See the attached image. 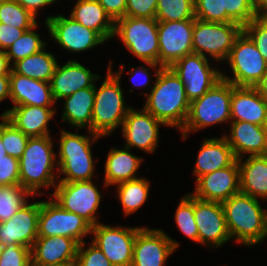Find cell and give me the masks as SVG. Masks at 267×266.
Returning <instances> with one entry per match:
<instances>
[{
  "instance_id": "7dc6e473",
  "label": "cell",
  "mask_w": 267,
  "mask_h": 266,
  "mask_svg": "<svg viewBox=\"0 0 267 266\" xmlns=\"http://www.w3.org/2000/svg\"><path fill=\"white\" fill-rule=\"evenodd\" d=\"M20 184L19 159L5 155L0 159V186Z\"/></svg>"
},
{
  "instance_id": "c3c4849f",
  "label": "cell",
  "mask_w": 267,
  "mask_h": 266,
  "mask_svg": "<svg viewBox=\"0 0 267 266\" xmlns=\"http://www.w3.org/2000/svg\"><path fill=\"white\" fill-rule=\"evenodd\" d=\"M27 30L29 29H18L14 26L0 23V50H6Z\"/></svg>"
},
{
  "instance_id": "ee69618b",
  "label": "cell",
  "mask_w": 267,
  "mask_h": 266,
  "mask_svg": "<svg viewBox=\"0 0 267 266\" xmlns=\"http://www.w3.org/2000/svg\"><path fill=\"white\" fill-rule=\"evenodd\" d=\"M243 31L251 38L267 62V17H256L243 27Z\"/></svg>"
},
{
  "instance_id": "db71d44e",
  "label": "cell",
  "mask_w": 267,
  "mask_h": 266,
  "mask_svg": "<svg viewBox=\"0 0 267 266\" xmlns=\"http://www.w3.org/2000/svg\"><path fill=\"white\" fill-rule=\"evenodd\" d=\"M256 17H267V0H254Z\"/></svg>"
},
{
  "instance_id": "603a6c76",
  "label": "cell",
  "mask_w": 267,
  "mask_h": 266,
  "mask_svg": "<svg viewBox=\"0 0 267 266\" xmlns=\"http://www.w3.org/2000/svg\"><path fill=\"white\" fill-rule=\"evenodd\" d=\"M78 243L65 236L38 237L31 247V263L45 266H74Z\"/></svg>"
},
{
  "instance_id": "11a10c76",
  "label": "cell",
  "mask_w": 267,
  "mask_h": 266,
  "mask_svg": "<svg viewBox=\"0 0 267 266\" xmlns=\"http://www.w3.org/2000/svg\"><path fill=\"white\" fill-rule=\"evenodd\" d=\"M255 88L267 100V72L263 75L262 79Z\"/></svg>"
},
{
  "instance_id": "d4e9b609",
  "label": "cell",
  "mask_w": 267,
  "mask_h": 266,
  "mask_svg": "<svg viewBox=\"0 0 267 266\" xmlns=\"http://www.w3.org/2000/svg\"><path fill=\"white\" fill-rule=\"evenodd\" d=\"M231 121H244L267 126V100L255 87L232 84Z\"/></svg>"
},
{
  "instance_id": "f5cc1de1",
  "label": "cell",
  "mask_w": 267,
  "mask_h": 266,
  "mask_svg": "<svg viewBox=\"0 0 267 266\" xmlns=\"http://www.w3.org/2000/svg\"><path fill=\"white\" fill-rule=\"evenodd\" d=\"M12 70V65L8 59L5 50H0V76H9Z\"/></svg>"
},
{
  "instance_id": "7bdbcfd3",
  "label": "cell",
  "mask_w": 267,
  "mask_h": 266,
  "mask_svg": "<svg viewBox=\"0 0 267 266\" xmlns=\"http://www.w3.org/2000/svg\"><path fill=\"white\" fill-rule=\"evenodd\" d=\"M88 244L84 241L78 245L74 266H113L92 241Z\"/></svg>"
},
{
  "instance_id": "5bb4252c",
  "label": "cell",
  "mask_w": 267,
  "mask_h": 266,
  "mask_svg": "<svg viewBox=\"0 0 267 266\" xmlns=\"http://www.w3.org/2000/svg\"><path fill=\"white\" fill-rule=\"evenodd\" d=\"M210 60L200 54L192 53L170 67L183 82L190 103L200 98L222 79V71L218 70L221 68L211 65Z\"/></svg>"
},
{
  "instance_id": "91938a15",
  "label": "cell",
  "mask_w": 267,
  "mask_h": 266,
  "mask_svg": "<svg viewBox=\"0 0 267 266\" xmlns=\"http://www.w3.org/2000/svg\"><path fill=\"white\" fill-rule=\"evenodd\" d=\"M30 266H45V265H38V264L31 263Z\"/></svg>"
},
{
  "instance_id": "94428289",
  "label": "cell",
  "mask_w": 267,
  "mask_h": 266,
  "mask_svg": "<svg viewBox=\"0 0 267 266\" xmlns=\"http://www.w3.org/2000/svg\"><path fill=\"white\" fill-rule=\"evenodd\" d=\"M8 1H11V0H0V3H4V2H8Z\"/></svg>"
},
{
  "instance_id": "f546056e",
  "label": "cell",
  "mask_w": 267,
  "mask_h": 266,
  "mask_svg": "<svg viewBox=\"0 0 267 266\" xmlns=\"http://www.w3.org/2000/svg\"><path fill=\"white\" fill-rule=\"evenodd\" d=\"M61 123L71 129H87L92 132V111L95 100V87L83 88L63 99Z\"/></svg>"
},
{
  "instance_id": "680465c9",
  "label": "cell",
  "mask_w": 267,
  "mask_h": 266,
  "mask_svg": "<svg viewBox=\"0 0 267 266\" xmlns=\"http://www.w3.org/2000/svg\"><path fill=\"white\" fill-rule=\"evenodd\" d=\"M4 248H5V246L0 244V259H1L2 253L4 251Z\"/></svg>"
},
{
  "instance_id": "9c48e42d",
  "label": "cell",
  "mask_w": 267,
  "mask_h": 266,
  "mask_svg": "<svg viewBox=\"0 0 267 266\" xmlns=\"http://www.w3.org/2000/svg\"><path fill=\"white\" fill-rule=\"evenodd\" d=\"M242 30L243 27L237 23H215L195 18L193 52L224 65L223 62L229 57L234 41Z\"/></svg>"
},
{
  "instance_id": "ffe728a7",
  "label": "cell",
  "mask_w": 267,
  "mask_h": 266,
  "mask_svg": "<svg viewBox=\"0 0 267 266\" xmlns=\"http://www.w3.org/2000/svg\"><path fill=\"white\" fill-rule=\"evenodd\" d=\"M195 198L203 201L224 202L240 192L239 166L237 159L228 167L216 170L195 180Z\"/></svg>"
},
{
  "instance_id": "681fc988",
  "label": "cell",
  "mask_w": 267,
  "mask_h": 266,
  "mask_svg": "<svg viewBox=\"0 0 267 266\" xmlns=\"http://www.w3.org/2000/svg\"><path fill=\"white\" fill-rule=\"evenodd\" d=\"M110 18L116 22L125 17L126 0H97Z\"/></svg>"
},
{
  "instance_id": "f35d334b",
  "label": "cell",
  "mask_w": 267,
  "mask_h": 266,
  "mask_svg": "<svg viewBox=\"0 0 267 266\" xmlns=\"http://www.w3.org/2000/svg\"><path fill=\"white\" fill-rule=\"evenodd\" d=\"M0 135L7 155L20 159L29 137L17 129L4 116H0Z\"/></svg>"
},
{
  "instance_id": "9f6ffc18",
  "label": "cell",
  "mask_w": 267,
  "mask_h": 266,
  "mask_svg": "<svg viewBox=\"0 0 267 266\" xmlns=\"http://www.w3.org/2000/svg\"><path fill=\"white\" fill-rule=\"evenodd\" d=\"M267 239V206L264 208L263 242Z\"/></svg>"
},
{
  "instance_id": "60d3db41",
  "label": "cell",
  "mask_w": 267,
  "mask_h": 266,
  "mask_svg": "<svg viewBox=\"0 0 267 266\" xmlns=\"http://www.w3.org/2000/svg\"><path fill=\"white\" fill-rule=\"evenodd\" d=\"M145 64L144 65H139L136 67H129L130 69L127 71V74L129 75V79L132 82V88L134 89H144L143 91H145L147 89V91L151 90L153 87V84L155 83V79L153 82V79L151 77L156 78L159 71L161 70V66L157 63H152V62H142ZM155 70L152 72V70ZM151 70V71H150ZM141 77V78H140ZM143 77V79H142ZM142 79V80H140ZM150 83H152V85L150 86ZM144 87V88H143Z\"/></svg>"
},
{
  "instance_id": "e575fe53",
  "label": "cell",
  "mask_w": 267,
  "mask_h": 266,
  "mask_svg": "<svg viewBox=\"0 0 267 266\" xmlns=\"http://www.w3.org/2000/svg\"><path fill=\"white\" fill-rule=\"evenodd\" d=\"M33 196L20 184L0 186V222L9 220Z\"/></svg>"
},
{
  "instance_id": "ac0fdd59",
  "label": "cell",
  "mask_w": 267,
  "mask_h": 266,
  "mask_svg": "<svg viewBox=\"0 0 267 266\" xmlns=\"http://www.w3.org/2000/svg\"><path fill=\"white\" fill-rule=\"evenodd\" d=\"M194 216L199 244L216 250L231 241L220 202L203 201L194 197Z\"/></svg>"
},
{
  "instance_id": "484cf974",
  "label": "cell",
  "mask_w": 267,
  "mask_h": 266,
  "mask_svg": "<svg viewBox=\"0 0 267 266\" xmlns=\"http://www.w3.org/2000/svg\"><path fill=\"white\" fill-rule=\"evenodd\" d=\"M10 101L12 107L31 105L39 107H54L50 82L32 79L19 75L11 70Z\"/></svg>"
},
{
  "instance_id": "30bf717a",
  "label": "cell",
  "mask_w": 267,
  "mask_h": 266,
  "mask_svg": "<svg viewBox=\"0 0 267 266\" xmlns=\"http://www.w3.org/2000/svg\"><path fill=\"white\" fill-rule=\"evenodd\" d=\"M99 189L95 180L58 182L54 190L48 192V196L63 209L83 217L93 226L100 222V214L97 212L103 201V194Z\"/></svg>"
},
{
  "instance_id": "b9f144b4",
  "label": "cell",
  "mask_w": 267,
  "mask_h": 266,
  "mask_svg": "<svg viewBox=\"0 0 267 266\" xmlns=\"http://www.w3.org/2000/svg\"><path fill=\"white\" fill-rule=\"evenodd\" d=\"M195 18L198 20L226 23L223 0H194Z\"/></svg>"
},
{
  "instance_id": "277c9868",
  "label": "cell",
  "mask_w": 267,
  "mask_h": 266,
  "mask_svg": "<svg viewBox=\"0 0 267 266\" xmlns=\"http://www.w3.org/2000/svg\"><path fill=\"white\" fill-rule=\"evenodd\" d=\"M77 132V133H76ZM88 135L78 134L62 128L57 146L58 182L89 181L98 177L93 156V144L100 138L97 134L86 131ZM63 175V177H61ZM96 175V176H95Z\"/></svg>"
},
{
  "instance_id": "3957f363",
  "label": "cell",
  "mask_w": 267,
  "mask_h": 266,
  "mask_svg": "<svg viewBox=\"0 0 267 266\" xmlns=\"http://www.w3.org/2000/svg\"><path fill=\"white\" fill-rule=\"evenodd\" d=\"M124 70L125 65L122 63L114 71L113 60H111L107 65L104 81L98 88L95 83L92 133L100 137H108L120 128L128 111L132 108L125 104V96L123 94L125 91L121 87V77Z\"/></svg>"
},
{
  "instance_id": "d6986e66",
  "label": "cell",
  "mask_w": 267,
  "mask_h": 266,
  "mask_svg": "<svg viewBox=\"0 0 267 266\" xmlns=\"http://www.w3.org/2000/svg\"><path fill=\"white\" fill-rule=\"evenodd\" d=\"M40 201H29L9 220L0 222V244L32 247L38 238Z\"/></svg>"
},
{
  "instance_id": "74e56055",
  "label": "cell",
  "mask_w": 267,
  "mask_h": 266,
  "mask_svg": "<svg viewBox=\"0 0 267 266\" xmlns=\"http://www.w3.org/2000/svg\"><path fill=\"white\" fill-rule=\"evenodd\" d=\"M36 19L33 14L14 0L0 3V23L18 29H31L38 23Z\"/></svg>"
},
{
  "instance_id": "d590c367",
  "label": "cell",
  "mask_w": 267,
  "mask_h": 266,
  "mask_svg": "<svg viewBox=\"0 0 267 266\" xmlns=\"http://www.w3.org/2000/svg\"><path fill=\"white\" fill-rule=\"evenodd\" d=\"M174 214V223L181 234L198 243V226L194 216V196L190 193L183 195Z\"/></svg>"
},
{
  "instance_id": "d6a6232c",
  "label": "cell",
  "mask_w": 267,
  "mask_h": 266,
  "mask_svg": "<svg viewBox=\"0 0 267 266\" xmlns=\"http://www.w3.org/2000/svg\"><path fill=\"white\" fill-rule=\"evenodd\" d=\"M150 180L140 177L124 181L112 187H117L114 192L122 207V213L126 217L136 213L149 198Z\"/></svg>"
},
{
  "instance_id": "4fadbf2b",
  "label": "cell",
  "mask_w": 267,
  "mask_h": 266,
  "mask_svg": "<svg viewBox=\"0 0 267 266\" xmlns=\"http://www.w3.org/2000/svg\"><path fill=\"white\" fill-rule=\"evenodd\" d=\"M142 227L97 223L92 226V242L103 252L113 266H131L133 246Z\"/></svg>"
},
{
  "instance_id": "f1b7e54d",
  "label": "cell",
  "mask_w": 267,
  "mask_h": 266,
  "mask_svg": "<svg viewBox=\"0 0 267 266\" xmlns=\"http://www.w3.org/2000/svg\"><path fill=\"white\" fill-rule=\"evenodd\" d=\"M240 192L267 202V155L237 159Z\"/></svg>"
},
{
  "instance_id": "bcb514c9",
  "label": "cell",
  "mask_w": 267,
  "mask_h": 266,
  "mask_svg": "<svg viewBox=\"0 0 267 266\" xmlns=\"http://www.w3.org/2000/svg\"><path fill=\"white\" fill-rule=\"evenodd\" d=\"M158 0H126L125 16L155 18Z\"/></svg>"
},
{
  "instance_id": "7c38bea8",
  "label": "cell",
  "mask_w": 267,
  "mask_h": 266,
  "mask_svg": "<svg viewBox=\"0 0 267 266\" xmlns=\"http://www.w3.org/2000/svg\"><path fill=\"white\" fill-rule=\"evenodd\" d=\"M44 21L49 36L64 52L77 54L106 43L96 31L86 28L70 16L48 15Z\"/></svg>"
},
{
  "instance_id": "83f0119b",
  "label": "cell",
  "mask_w": 267,
  "mask_h": 266,
  "mask_svg": "<svg viewBox=\"0 0 267 266\" xmlns=\"http://www.w3.org/2000/svg\"><path fill=\"white\" fill-rule=\"evenodd\" d=\"M132 150L122 146L121 148L112 147L104 163L103 187H112L124 181L139 178L137 173L142 165L143 157L136 156Z\"/></svg>"
},
{
  "instance_id": "cb8c5ba5",
  "label": "cell",
  "mask_w": 267,
  "mask_h": 266,
  "mask_svg": "<svg viewBox=\"0 0 267 266\" xmlns=\"http://www.w3.org/2000/svg\"><path fill=\"white\" fill-rule=\"evenodd\" d=\"M56 112L57 109L53 107L22 105L7 108L0 116H4L26 136L41 137L51 135L49 123Z\"/></svg>"
},
{
  "instance_id": "44dd1931",
  "label": "cell",
  "mask_w": 267,
  "mask_h": 266,
  "mask_svg": "<svg viewBox=\"0 0 267 266\" xmlns=\"http://www.w3.org/2000/svg\"><path fill=\"white\" fill-rule=\"evenodd\" d=\"M101 78L103 77L92 73L89 68L76 59H69L63 65L57 64L50 81L53 99L57 104V101L80 89L95 87V83Z\"/></svg>"
},
{
  "instance_id": "5b68a950",
  "label": "cell",
  "mask_w": 267,
  "mask_h": 266,
  "mask_svg": "<svg viewBox=\"0 0 267 266\" xmlns=\"http://www.w3.org/2000/svg\"><path fill=\"white\" fill-rule=\"evenodd\" d=\"M260 201L239 192L221 203L232 242L249 248L263 242L264 209Z\"/></svg>"
},
{
  "instance_id": "52a82bcc",
  "label": "cell",
  "mask_w": 267,
  "mask_h": 266,
  "mask_svg": "<svg viewBox=\"0 0 267 266\" xmlns=\"http://www.w3.org/2000/svg\"><path fill=\"white\" fill-rule=\"evenodd\" d=\"M140 62L158 64V21L155 18L125 16L115 22L114 36Z\"/></svg>"
},
{
  "instance_id": "1f68e13d",
  "label": "cell",
  "mask_w": 267,
  "mask_h": 266,
  "mask_svg": "<svg viewBox=\"0 0 267 266\" xmlns=\"http://www.w3.org/2000/svg\"><path fill=\"white\" fill-rule=\"evenodd\" d=\"M47 45L39 52L25 57L12 65V70L22 76L50 82L58 64L54 53L46 51Z\"/></svg>"
},
{
  "instance_id": "6f0895ef",
  "label": "cell",
  "mask_w": 267,
  "mask_h": 266,
  "mask_svg": "<svg viewBox=\"0 0 267 266\" xmlns=\"http://www.w3.org/2000/svg\"><path fill=\"white\" fill-rule=\"evenodd\" d=\"M5 155H7V152L2 144V139L0 135V159L3 158Z\"/></svg>"
},
{
  "instance_id": "7402d4cb",
  "label": "cell",
  "mask_w": 267,
  "mask_h": 266,
  "mask_svg": "<svg viewBox=\"0 0 267 266\" xmlns=\"http://www.w3.org/2000/svg\"><path fill=\"white\" fill-rule=\"evenodd\" d=\"M229 133L222 134L231 146L236 159L267 155V126L244 121H230Z\"/></svg>"
},
{
  "instance_id": "816d5d0a",
  "label": "cell",
  "mask_w": 267,
  "mask_h": 266,
  "mask_svg": "<svg viewBox=\"0 0 267 266\" xmlns=\"http://www.w3.org/2000/svg\"><path fill=\"white\" fill-rule=\"evenodd\" d=\"M10 100V77L0 76V103Z\"/></svg>"
},
{
  "instance_id": "2e32d148",
  "label": "cell",
  "mask_w": 267,
  "mask_h": 266,
  "mask_svg": "<svg viewBox=\"0 0 267 266\" xmlns=\"http://www.w3.org/2000/svg\"><path fill=\"white\" fill-rule=\"evenodd\" d=\"M194 19L158 22V64L171 67L179 59L192 54Z\"/></svg>"
},
{
  "instance_id": "7a4b0ae2",
  "label": "cell",
  "mask_w": 267,
  "mask_h": 266,
  "mask_svg": "<svg viewBox=\"0 0 267 266\" xmlns=\"http://www.w3.org/2000/svg\"><path fill=\"white\" fill-rule=\"evenodd\" d=\"M54 142L51 135L29 137L19 159L20 185L34 198L48 195L41 189H54L58 183L57 151L53 149Z\"/></svg>"
},
{
  "instance_id": "9a60e30c",
  "label": "cell",
  "mask_w": 267,
  "mask_h": 266,
  "mask_svg": "<svg viewBox=\"0 0 267 266\" xmlns=\"http://www.w3.org/2000/svg\"><path fill=\"white\" fill-rule=\"evenodd\" d=\"M165 126L161 121L147 112L143 107L131 108L121 126V135L125 140L123 146L154 154L160 141V129Z\"/></svg>"
},
{
  "instance_id": "836d02e7",
  "label": "cell",
  "mask_w": 267,
  "mask_h": 266,
  "mask_svg": "<svg viewBox=\"0 0 267 266\" xmlns=\"http://www.w3.org/2000/svg\"><path fill=\"white\" fill-rule=\"evenodd\" d=\"M37 27H39L38 23L31 29L25 31L20 38L5 50L11 65L39 52L48 45L44 39H41L40 34L35 31L38 29Z\"/></svg>"
},
{
  "instance_id": "4dcf8cb0",
  "label": "cell",
  "mask_w": 267,
  "mask_h": 266,
  "mask_svg": "<svg viewBox=\"0 0 267 266\" xmlns=\"http://www.w3.org/2000/svg\"><path fill=\"white\" fill-rule=\"evenodd\" d=\"M69 16L96 31L106 42L113 39L115 22L97 0H76Z\"/></svg>"
},
{
  "instance_id": "6da1fadb",
  "label": "cell",
  "mask_w": 267,
  "mask_h": 266,
  "mask_svg": "<svg viewBox=\"0 0 267 266\" xmlns=\"http://www.w3.org/2000/svg\"><path fill=\"white\" fill-rule=\"evenodd\" d=\"M145 96L143 108L161 121L165 127L181 131L187 121L190 101L183 82L170 67H162L150 91Z\"/></svg>"
},
{
  "instance_id": "8992f818",
  "label": "cell",
  "mask_w": 267,
  "mask_h": 266,
  "mask_svg": "<svg viewBox=\"0 0 267 266\" xmlns=\"http://www.w3.org/2000/svg\"><path fill=\"white\" fill-rule=\"evenodd\" d=\"M232 83L223 78L210 88L200 98L190 103L187 121L180 131L181 139L185 141L190 132L206 129L231 121Z\"/></svg>"
},
{
  "instance_id": "8fae6325",
  "label": "cell",
  "mask_w": 267,
  "mask_h": 266,
  "mask_svg": "<svg viewBox=\"0 0 267 266\" xmlns=\"http://www.w3.org/2000/svg\"><path fill=\"white\" fill-rule=\"evenodd\" d=\"M91 231L92 225L87 220L66 211L50 196L46 201L40 200L38 237L65 236L81 244L91 236Z\"/></svg>"
},
{
  "instance_id": "e0dca14e",
  "label": "cell",
  "mask_w": 267,
  "mask_h": 266,
  "mask_svg": "<svg viewBox=\"0 0 267 266\" xmlns=\"http://www.w3.org/2000/svg\"><path fill=\"white\" fill-rule=\"evenodd\" d=\"M180 247L164 229L142 227L136 234L131 266H166L167 259Z\"/></svg>"
},
{
  "instance_id": "ab89813d",
  "label": "cell",
  "mask_w": 267,
  "mask_h": 266,
  "mask_svg": "<svg viewBox=\"0 0 267 266\" xmlns=\"http://www.w3.org/2000/svg\"><path fill=\"white\" fill-rule=\"evenodd\" d=\"M223 10H226V23H237L241 27L256 18L254 0H223Z\"/></svg>"
},
{
  "instance_id": "f907efd6",
  "label": "cell",
  "mask_w": 267,
  "mask_h": 266,
  "mask_svg": "<svg viewBox=\"0 0 267 266\" xmlns=\"http://www.w3.org/2000/svg\"><path fill=\"white\" fill-rule=\"evenodd\" d=\"M18 2L23 8L27 9L36 18L39 16V11L46 6L57 3V0H14Z\"/></svg>"
},
{
  "instance_id": "8d00e7d4",
  "label": "cell",
  "mask_w": 267,
  "mask_h": 266,
  "mask_svg": "<svg viewBox=\"0 0 267 266\" xmlns=\"http://www.w3.org/2000/svg\"><path fill=\"white\" fill-rule=\"evenodd\" d=\"M155 19L158 22L195 19L194 0H158Z\"/></svg>"
},
{
  "instance_id": "ba28073f",
  "label": "cell",
  "mask_w": 267,
  "mask_h": 266,
  "mask_svg": "<svg viewBox=\"0 0 267 266\" xmlns=\"http://www.w3.org/2000/svg\"><path fill=\"white\" fill-rule=\"evenodd\" d=\"M225 62L232 74L229 76L222 71V78L238 87H255L267 72V62L243 30Z\"/></svg>"
},
{
  "instance_id": "f6af8a7d",
  "label": "cell",
  "mask_w": 267,
  "mask_h": 266,
  "mask_svg": "<svg viewBox=\"0 0 267 266\" xmlns=\"http://www.w3.org/2000/svg\"><path fill=\"white\" fill-rule=\"evenodd\" d=\"M31 249L26 246H5L0 259V266H30Z\"/></svg>"
},
{
  "instance_id": "4316f807",
  "label": "cell",
  "mask_w": 267,
  "mask_h": 266,
  "mask_svg": "<svg viewBox=\"0 0 267 266\" xmlns=\"http://www.w3.org/2000/svg\"><path fill=\"white\" fill-rule=\"evenodd\" d=\"M195 160L192 172L197 180L202 175L230 166L236 158L231 146L222 135L220 138L203 139Z\"/></svg>"
}]
</instances>
